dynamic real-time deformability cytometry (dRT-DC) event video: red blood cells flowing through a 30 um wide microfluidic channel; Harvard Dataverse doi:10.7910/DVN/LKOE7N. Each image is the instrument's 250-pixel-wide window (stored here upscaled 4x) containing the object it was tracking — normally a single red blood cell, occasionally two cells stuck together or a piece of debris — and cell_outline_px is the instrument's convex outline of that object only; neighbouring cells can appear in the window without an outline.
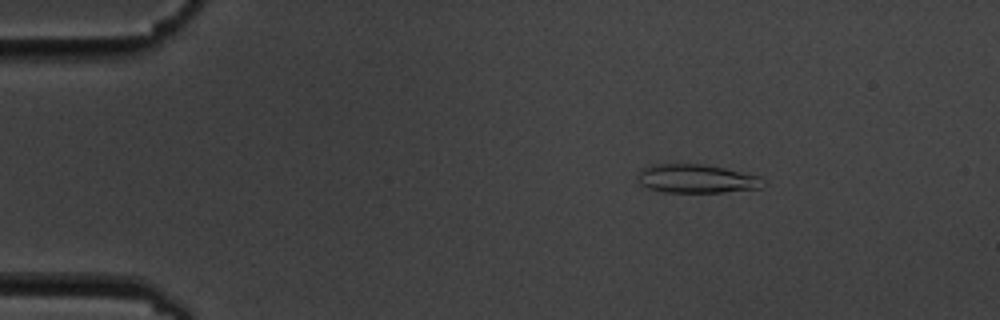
{"species": "common noctule bat (a hibernating species)", "species_latin": "Nyctalus noctula", "temperature_condition": "cold", "stored_images_in_passage": 5, "camera_frame_rate_fps": 3000, "um_per_image_px": 0.085, "animal": {"sex": "male", "body_mass_g": 19.5, "forearm_length_mm": 54.6}, "frame": {"image": 1, "passage_image": 3, "time_ms": 2.333, "image_size_px": [1000, 320], "cell_outline_px": [[768, 184], [760, 188], [724, 192], [664, 192], [648, 188], [640, 184], [640, 168], [656, 164], [704, 164], [724, 168], [760, 176]], "centroid_in_image_um": [59.26, 15.19], "position_along_channel_um": 25.7, "area_um2": 20.92}}